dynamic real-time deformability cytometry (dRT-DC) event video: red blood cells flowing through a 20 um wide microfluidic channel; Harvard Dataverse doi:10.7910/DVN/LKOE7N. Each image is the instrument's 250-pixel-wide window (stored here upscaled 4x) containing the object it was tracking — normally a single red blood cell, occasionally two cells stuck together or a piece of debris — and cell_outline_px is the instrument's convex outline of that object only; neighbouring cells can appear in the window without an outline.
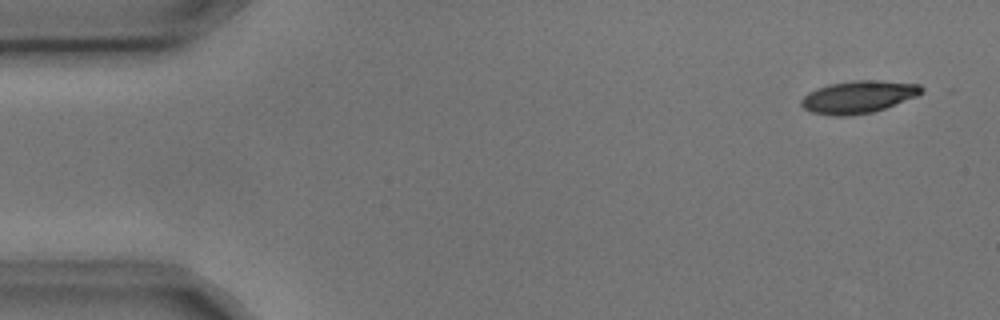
{"species": "common noctule bat (a hibernating species)", "species_latin": "Nyctalus noctula", "temperature_condition": "cold", "stored_images_in_passage": 4, "camera_frame_rate_fps": 3000, "um_per_image_px": 0.085, "animal": {"sex": "male", "body_mass_g": 17.9, "forearm_length_mm": 54.2}, "frame": {"image": 1, "passage_image": 1, "time_ms": 0.0, "image_size_px": [1000, 320], "cell_outline_px": [[924, 92], [916, 96], [884, 108], [872, 112], [848, 116], [832, 116], [812, 112], [804, 108], [800, 104], [800, 100], [808, 92], [816, 88], [828, 84], [852, 80], [880, 80], [920, 84], [924, 88]], "centroid_in_image_um": [72.94, 8.23], "position_along_channel_um": 12.1, "area_um2": 22.83}}
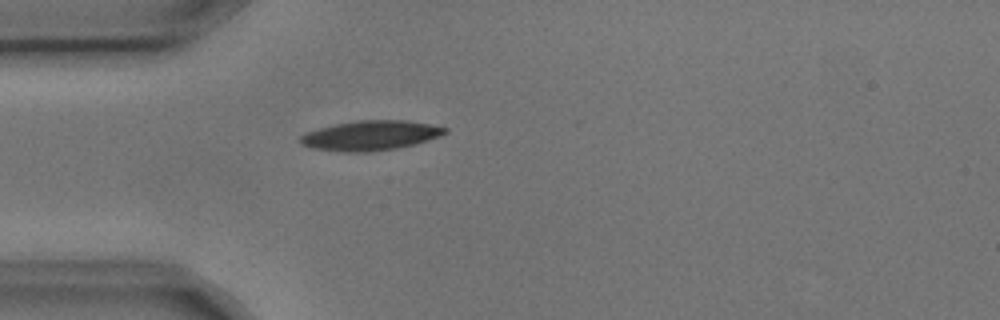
{"frame": {"image": 2, "passage_image": 4, "time_ms": 1.0, "image_size_px": [1000, 320], "cell_outline_px": [[448, 132], [440, 136], [428, 140], [396, 148], [368, 152], [344, 152], [312, 148], [300, 144], [300, 136], [308, 132], [320, 128], [336, 124], [356, 120], [408, 120], [448, 128]], "centroid_in_image_um": [31.5, 11.51], "position_along_channel_um": 53.5, "area_um2": 24.91}}